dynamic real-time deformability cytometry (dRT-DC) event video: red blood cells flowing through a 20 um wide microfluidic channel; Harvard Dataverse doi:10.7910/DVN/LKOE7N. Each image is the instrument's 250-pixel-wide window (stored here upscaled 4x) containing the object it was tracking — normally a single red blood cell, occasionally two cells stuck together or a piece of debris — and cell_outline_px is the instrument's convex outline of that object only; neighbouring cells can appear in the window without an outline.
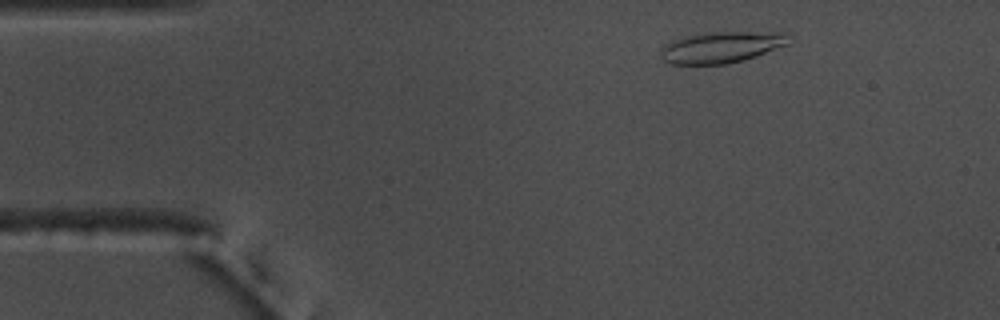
{"species": "common noctule bat (a hibernating species)", "species_latin": "Nyctalus noctula", "temperature_condition": "warm", "stored_images_in_passage": 53, "camera_frame_rate_fps": 3000, "um_per_image_px": 0.085, "animal": {"sex": "male", "body_mass_g": 17.5, "forearm_length_mm": 52.3}, "frame": {"image": 1, "passage_image": 6, "time_ms": 1.667, "image_size_px": [1000, 320], "cell_outline_px": [[792, 44], [744, 60], [728, 64], [672, 64], [664, 60], [660, 56], [660, 52], [664, 44], [688, 36], [704, 32], [792, 32]], "centroid_in_image_um": [61.45, 4.0], "position_along_channel_um": 23.5, "area_um2": 23.76}}
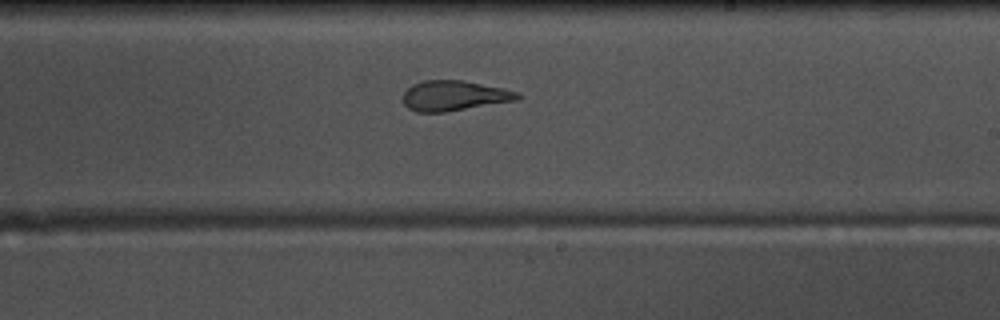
{"frame": {"image": 2, "passage_image": 30, "time_ms": 9.667, "image_size_px": [1000, 320], "cell_outline_px": [[524, 96], [520, 100], [444, 112], [416, 112], [408, 108], [404, 104], [404, 92], [412, 84], [424, 80], [464, 80], [520, 92]], "centroid_in_image_um": [38.65, 8.13], "position_along_channel_um": 250.3, "area_um2": 20.29}}
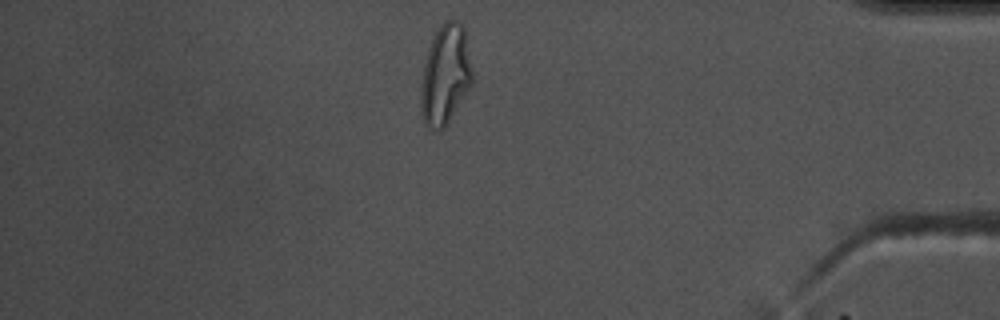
{"frame": {"image": 3, "passage_image": 45, "time_ms": 14.667, "image_size_px": [1000, 320], "cell_outline_px": [[472, 84], [448, 120], [440, 128], [432, 128], [424, 124], [420, 108], [420, 88], [424, 64], [428, 48], [440, 24], [444, 20], [456, 20], [464, 24], [472, 68]], "centroid_in_image_um": [37.85, 6.28], "position_along_channel_um": 397.4, "area_um2": 29.65}, "authors_computed_cell_mechanics": {"area_um2": 21.4438, "velocity_mm_per_s": 3.6889, "shape_relaxation_time_tau1_ms": 6.4709, "shape_relaxation_time_tau2_ms": 1.7301, "deformation_change_tau1": 0.2286, "deformation_change_tau2": 0.1145}}